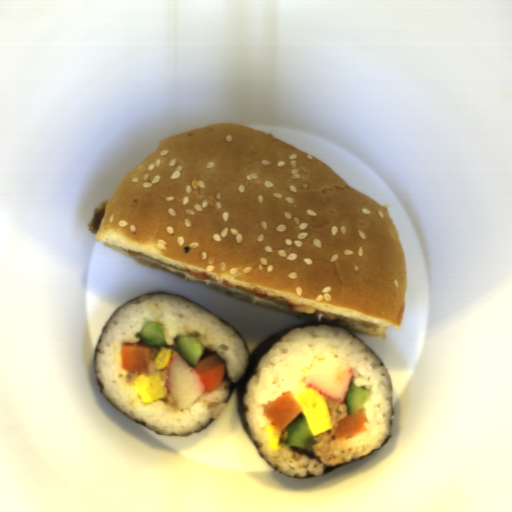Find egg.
<instances>
[{
  "mask_svg": "<svg viewBox=\"0 0 512 512\" xmlns=\"http://www.w3.org/2000/svg\"><path fill=\"white\" fill-rule=\"evenodd\" d=\"M313 436L332 429V417L323 394L310 386L294 394Z\"/></svg>",
  "mask_w": 512,
  "mask_h": 512,
  "instance_id": "egg-1",
  "label": "egg"
},
{
  "mask_svg": "<svg viewBox=\"0 0 512 512\" xmlns=\"http://www.w3.org/2000/svg\"><path fill=\"white\" fill-rule=\"evenodd\" d=\"M135 388L142 402L150 403L165 397V387L160 372L145 373L134 380Z\"/></svg>",
  "mask_w": 512,
  "mask_h": 512,
  "instance_id": "egg-2",
  "label": "egg"
}]
</instances>
